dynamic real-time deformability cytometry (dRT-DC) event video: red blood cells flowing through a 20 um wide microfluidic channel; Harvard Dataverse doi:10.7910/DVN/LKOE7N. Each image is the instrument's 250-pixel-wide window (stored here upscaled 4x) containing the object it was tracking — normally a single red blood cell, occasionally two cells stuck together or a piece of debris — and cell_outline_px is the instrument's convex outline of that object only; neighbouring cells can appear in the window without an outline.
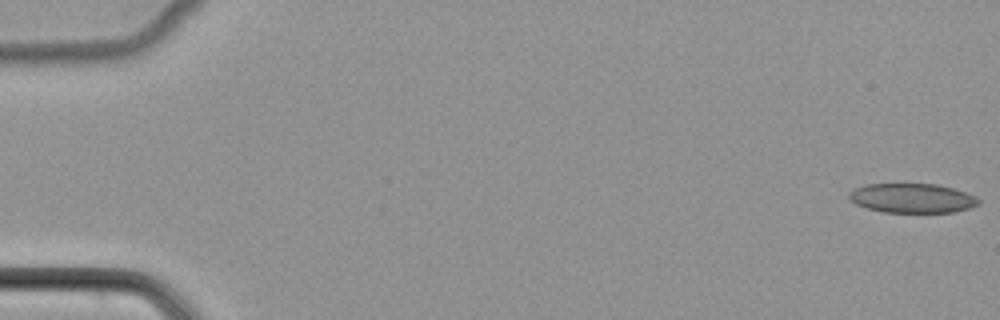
{"species": "common noctule bat (a hibernating species)", "species_latin": "Nyctalus noctula", "temperature_condition": "cold", "stored_images_in_passage": 53, "camera_frame_rate_fps": 3000, "um_per_image_px": 0.085, "animal": {"sex": "female", "body_mass_g": 22.7, "forearm_length_mm": 54.2}, "frame": {"image": 1, "passage_image": 1, "time_ms": 0.0, "image_size_px": [1000, 320], "cell_outline_px": [[980, 204], [968, 208], [952, 212], [884, 212], [868, 208], [856, 204], [848, 200], [848, 192], [852, 188], [864, 184], [936, 184], [952, 188], [976, 196], [980, 200]], "centroid_in_image_um": [77.48, 16.83], "position_along_channel_um": 7.5, "area_um2": 22.25}}
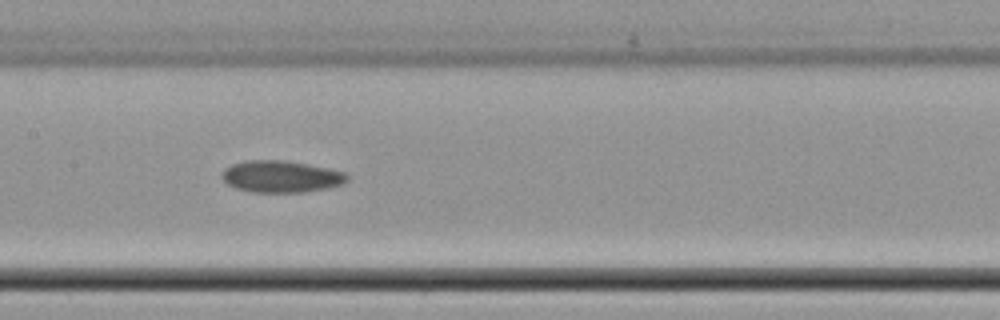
{"frame": {"image": 2, "passage_image": 27, "time_ms": 8.667, "image_size_px": [1000, 320], "cell_outline_px": [[348, 180], [344, 184], [328, 188], [304, 192], [252, 192], [236, 188], [228, 184], [220, 176], [224, 168], [232, 164], [244, 160], [288, 160], [328, 168], [344, 172], [348, 176]], "centroid_in_image_um": [23.89, 15.0], "position_along_channel_um": 183.5, "area_um2": 23.41}}
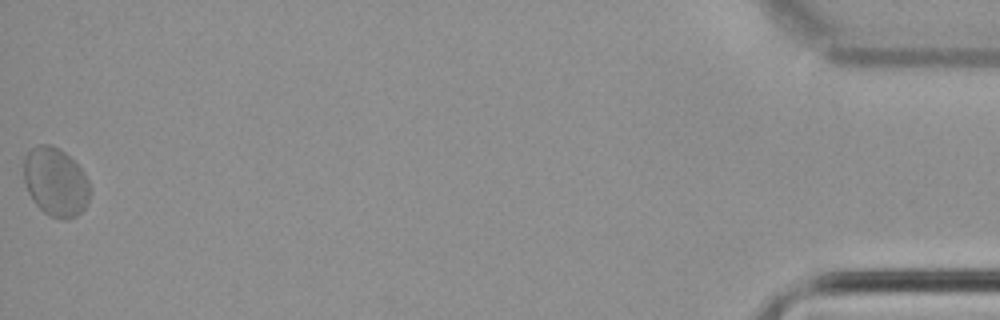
{"frame": {"image": 3, "passage_image": 53, "time_ms": 17.333, "image_size_px": [1000, 320], "cell_outline_px": [[92, 192], [88, 204], [76, 216], [68, 220], [60, 220], [48, 216], [32, 200], [28, 192], [24, 180], [24, 160], [28, 152], [32, 148], [40, 144], [52, 144], [60, 148], [84, 172], [88, 180]], "centroid_in_image_um": [4.75, 15.5], "position_along_channel_um": 430.5, "area_um2": 26.82}}